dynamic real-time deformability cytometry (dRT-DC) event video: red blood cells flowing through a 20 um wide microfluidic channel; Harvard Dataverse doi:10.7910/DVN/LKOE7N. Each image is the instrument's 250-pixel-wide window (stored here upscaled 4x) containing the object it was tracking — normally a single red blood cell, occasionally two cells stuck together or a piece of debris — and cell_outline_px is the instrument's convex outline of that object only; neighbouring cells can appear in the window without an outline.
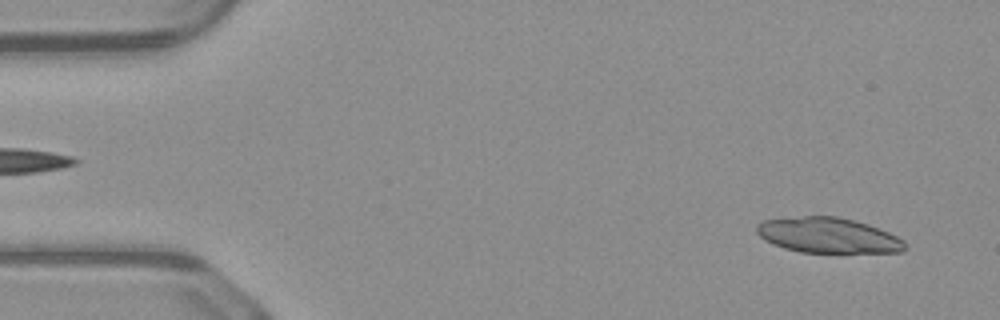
{"species": "common noctule bat (a hibernating species)", "species_latin": "Nyctalus noctula", "temperature_condition": "warm", "stored_images_in_passage": 32, "camera_frame_rate_fps": 3000, "um_per_image_px": 0.085, "animal": {"sex": "male", "body_mass_g": 23.1, "forearm_length_mm": 52.7}, "frame": {"image": 1, "passage_image": 3, "time_ms": 0.667, "image_size_px": [1000, 320], "cell_outline_px": [[904, 252], [800, 252], [784, 248], [772, 244], [764, 240], [756, 232], [756, 224], [764, 220], [804, 216], [836, 216], [868, 224], [888, 232], [904, 240]], "centroid_in_image_um": [70.35, 20.0], "position_along_channel_um": 14.7, "area_um2": 30.35}}
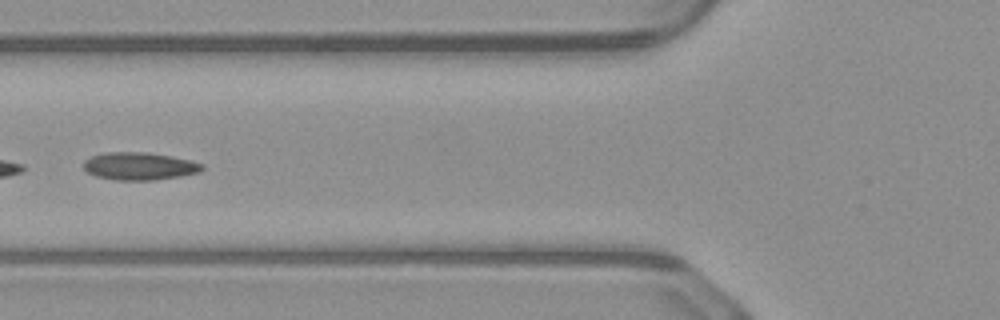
{"frame": {"image": 2, "passage_image": 19, "time_ms": 6.0, "image_size_px": [1000, 320], "cell_outline_px": [[204, 168], [200, 172], [180, 176], [156, 180], [112, 180], [96, 176], [88, 172], [84, 168], [84, 160], [92, 156], [104, 152], [148, 152], [172, 156], [192, 160], [204, 164]], "centroid_in_image_um": [11.88, 14.12], "position_along_channel_um": 113.9, "area_um2": 19.31}}